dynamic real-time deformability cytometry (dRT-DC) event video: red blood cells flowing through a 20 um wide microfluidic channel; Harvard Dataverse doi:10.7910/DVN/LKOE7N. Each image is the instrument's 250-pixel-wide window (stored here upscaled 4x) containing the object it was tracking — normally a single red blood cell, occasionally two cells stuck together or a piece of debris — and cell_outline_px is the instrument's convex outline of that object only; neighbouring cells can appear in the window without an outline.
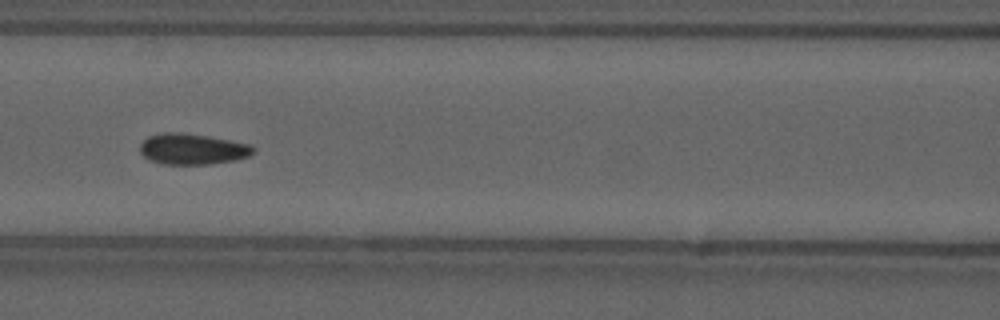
{"species": "common noctule bat (a hibernating species)", "species_latin": "Nyctalus noctula", "temperature_condition": "cold", "stored_images_in_passage": 43, "camera_frame_rate_fps": 3000, "um_per_image_px": 0.085, "animal": {"sex": "male", "forearm_length_mm": 52.5}, "frame": {"image": 1, "passage_image": 12, "time_ms": 3.667, "image_size_px": [1000, 320], "cell_outline_px": [[256, 152], [248, 156], [236, 160], [208, 164], [160, 164], [148, 160], [140, 152], [140, 144], [148, 136], [164, 132], [180, 132], [208, 136], [252, 144], [256, 148]], "centroid_in_image_um": [16.37, 12.67], "position_along_channel_um": 150.2, "area_um2": 20.63}}